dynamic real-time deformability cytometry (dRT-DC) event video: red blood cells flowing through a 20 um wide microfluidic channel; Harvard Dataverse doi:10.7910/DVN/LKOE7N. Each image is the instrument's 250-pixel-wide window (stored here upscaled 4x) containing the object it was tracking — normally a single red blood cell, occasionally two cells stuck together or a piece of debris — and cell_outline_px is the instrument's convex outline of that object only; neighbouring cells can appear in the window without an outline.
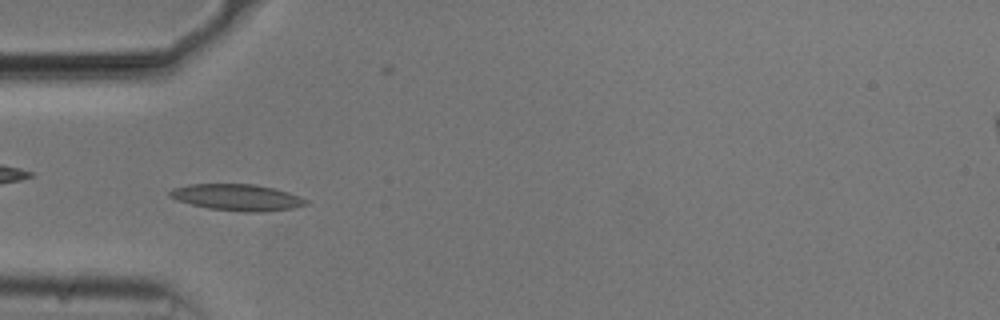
{"species": "common noctule bat (a hibernating species)", "species_latin": "Nyctalus noctula", "temperature_condition": "cold", "stored_images_in_passage": 54, "camera_frame_rate_fps": 3000, "um_per_image_px": 0.085, "animal": {"sex": "male", "body_mass_g": 20.5, "forearm_length_mm": 52.5}, "frame": {"image": 1, "passage_image": 16, "time_ms": 5.0, "image_size_px": [1000, 320], "cell_outline_px": [[308, 204], [292, 208], [268, 212], [244, 212], [208, 208], [176, 200], [168, 196], [168, 192], [172, 188], [188, 184], [256, 184], [288, 192], [300, 196], [308, 200]], "centroid_in_image_um": [20.15, 16.78], "position_along_channel_um": 64.8, "area_um2": 21.1}}
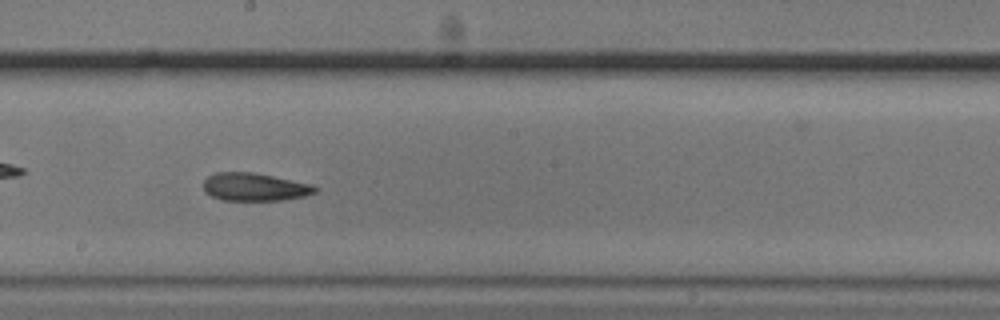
{"frame": {"image": 2, "passage_image": 29, "time_ms": 9.333, "image_size_px": [1000, 320], "cell_outline_px": [[316, 192], [304, 196], [280, 200], [220, 200], [204, 192], [204, 180], [208, 176], [216, 172], [252, 172], [312, 184], [316, 188]], "centroid_in_image_um": [21.6, 15.89], "position_along_channel_um": 226.6, "area_um2": 18.03}}
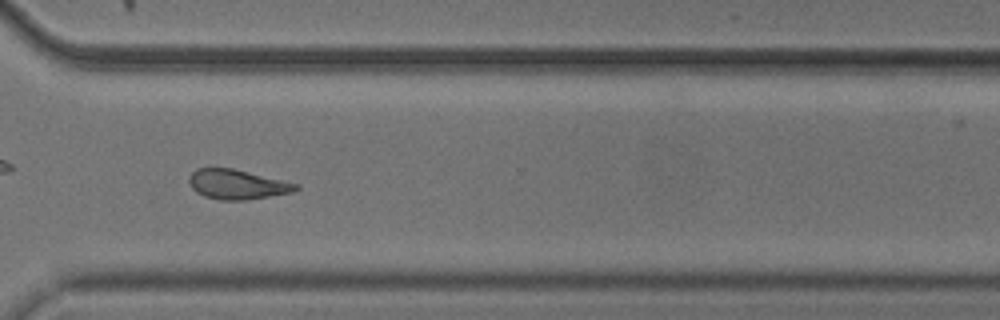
{"frame": {"image": 3, "passage_image": 39, "time_ms": 12.667, "image_size_px": [1000, 320], "cell_outline_px": [[300, 188], [292, 192], [244, 200], [220, 200], [204, 196], [196, 192], [192, 188], [188, 180], [188, 176], [196, 168], [232, 168], [300, 184]], "centroid_in_image_um": [20.14, 15.67], "position_along_channel_um": 350.5, "area_um2": 18.44}, "authors_computed_cell_mechanics": {"area_um2": 19.1029, "velocity_mm_per_s": 3.732, "shape_relaxation_time_tau1_ms": null, "shape_relaxation_time_tau2_ms": 6.1996, "deformation_change_tau1": null, "deformation_change_tau2": 0.1597}}